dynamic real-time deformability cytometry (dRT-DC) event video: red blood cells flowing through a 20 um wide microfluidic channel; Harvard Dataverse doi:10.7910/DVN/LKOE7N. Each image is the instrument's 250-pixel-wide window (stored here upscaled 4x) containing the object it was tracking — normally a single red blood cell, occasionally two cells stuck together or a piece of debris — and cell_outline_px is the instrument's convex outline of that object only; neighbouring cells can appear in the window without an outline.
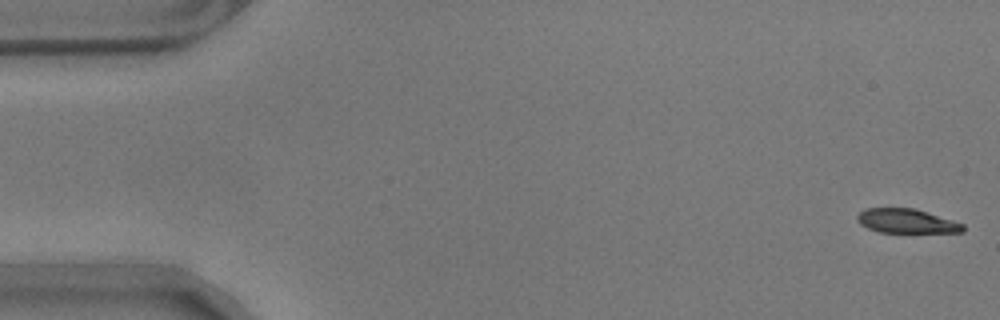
{"species": "common noctule bat (a hibernating species)", "species_latin": "Nyctalus noctula", "temperature_condition": "warm", "stored_images_in_passage": 57, "camera_frame_rate_fps": 3000, "um_per_image_px": 0.085, "animal": {"sex": "male", "body_mass_g": 17.9}, "frame": {"image": 1, "passage_image": 1, "time_ms": 0.0, "image_size_px": [1000, 320], "cell_outline_px": [[964, 232], [880, 232], [868, 228], [860, 224], [856, 220], [856, 216], [864, 208], [916, 208], [964, 224]], "centroid_in_image_um": [77.03, 18.78], "position_along_channel_um": 8.0, "area_um2": 14.91}}
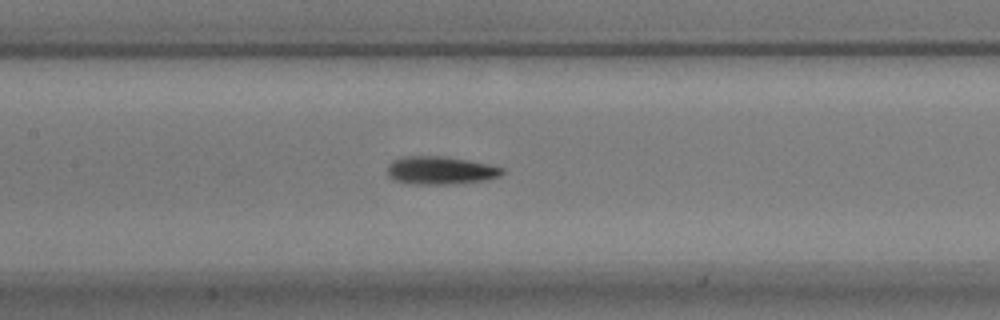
{"frame": {"image": 2, "passage_image": 26, "time_ms": 8.333, "image_size_px": [1000, 320], "cell_outline_px": [[504, 172], [500, 176], [484, 180], [452, 184], [412, 184], [392, 180], [388, 176], [388, 164], [392, 160], [404, 156], [444, 156], [468, 160], [488, 164], [504, 168]], "centroid_in_image_um": [37.41, 14.48], "position_along_channel_um": 170.0, "area_um2": 18.84}}
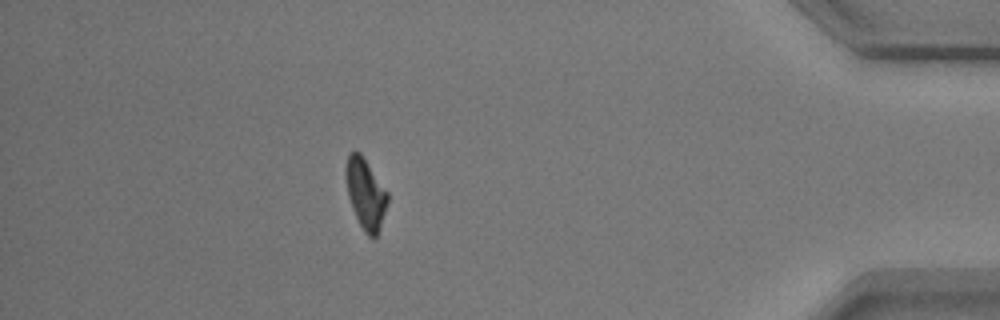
{"frame": {"image": 3, "passage_image": 50, "time_ms": 16.333, "image_size_px": [1000, 320], "cell_outline_px": [[388, 200], [376, 236], [372, 240], [364, 232], [352, 208], [348, 196], [344, 172], [344, 168], [348, 152], [356, 148], [360, 152], [388, 192]], "centroid_in_image_um": [31.03, 16.39], "position_along_channel_um": 404.2, "area_um2": 17.22}, "authors_computed_cell_mechanics": {"area_um2": 17.6868, "velocity_mm_per_s": 3.5357, "shape_relaxation_time_tau1_ms": 4.4247, "shape_relaxation_time_tau2_ms": 3.9522, "deformation_change_tau1": 0.1583, "deformation_change_tau2": 0.1035}}